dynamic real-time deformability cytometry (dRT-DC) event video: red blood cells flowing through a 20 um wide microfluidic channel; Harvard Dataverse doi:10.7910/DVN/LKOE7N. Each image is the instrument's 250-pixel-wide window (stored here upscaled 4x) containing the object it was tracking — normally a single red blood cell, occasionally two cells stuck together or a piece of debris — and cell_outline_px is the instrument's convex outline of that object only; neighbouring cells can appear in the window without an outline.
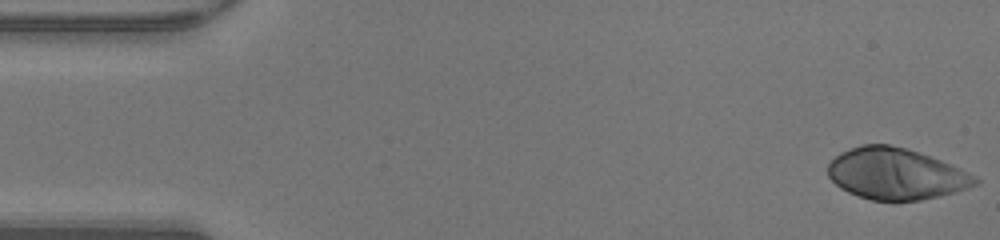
{"species": "human", "species_latin": "Homo sapiens", "temperature_condition": "warm", "stored_images_in_passage": 48, "camera_frame_rate_fps": 3000, "um_per_image_px": 0.085, "donor": {"sex": "male"}, "frame": {"image": 1, "passage_image": 1, "time_ms": 0.0, "image_size_px": [1000, 240], "cell_outline_px": [[980, 184], [956, 192], [920, 200], [896, 204], [872, 200], [848, 192], [840, 188], [828, 176], [828, 164], [840, 152], [860, 144], [888, 144], [908, 148], [940, 160], [980, 180]], "centroid_in_image_um": [76.11, 14.8], "position_along_channel_um": 8.9, "area_um2": 44.33}}
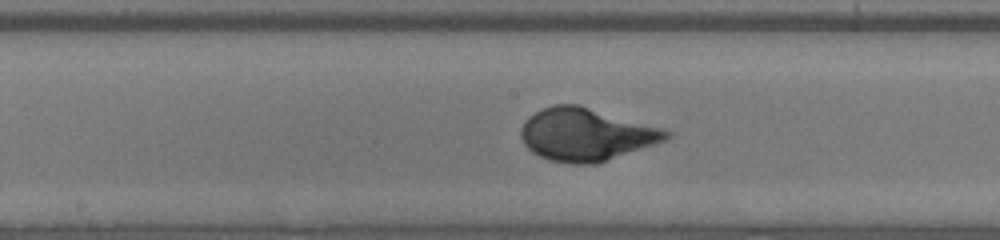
{"frame": {"image": 2, "passage_image": 24, "time_ms": 7.667, "image_size_px": [1000, 240], "cell_outline_px": [[672, 136], [668, 140], [596, 164], [572, 164], [548, 160], [532, 152], [524, 144], [520, 136], [520, 128], [524, 120], [528, 116], [552, 104], [580, 104], [664, 128], [672, 132]], "centroid_in_image_um": [49.83, 11.42], "position_along_channel_um": 198.4, "area_um2": 45.2}}
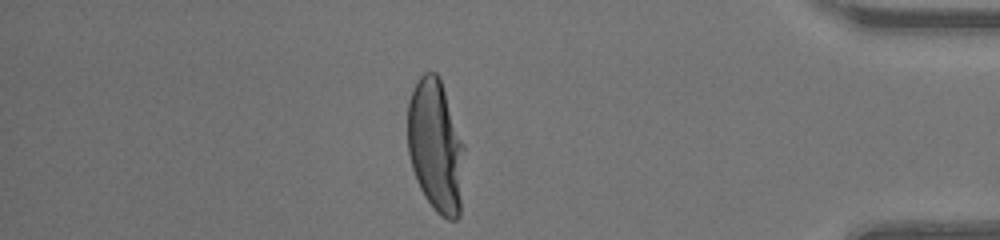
{"frame": {"image": 3, "passage_image": 41, "time_ms": 13.333, "image_size_px": [1000, 240], "cell_outline_px": [[464, 148], [460, 216], [456, 220], [448, 220], [440, 216], [436, 212], [424, 196], [416, 180], [412, 168], [408, 152], [408, 100], [420, 76], [424, 72], [436, 72], [440, 76], [464, 144]], "centroid_in_image_um": [37.04, 12.42], "position_along_channel_um": 398.2, "area_um2": 44.04}, "authors_computed_cell_mechanics": {"area_um2": 43.5812, "velocity_mm_per_s": 4.2484, "shape_relaxation_time_tau1_ms": 3.3236, "shape_relaxation_time_tau2_ms": null, "deformation_change_tau1": 0.2538, "deformation_change_tau2": null}}